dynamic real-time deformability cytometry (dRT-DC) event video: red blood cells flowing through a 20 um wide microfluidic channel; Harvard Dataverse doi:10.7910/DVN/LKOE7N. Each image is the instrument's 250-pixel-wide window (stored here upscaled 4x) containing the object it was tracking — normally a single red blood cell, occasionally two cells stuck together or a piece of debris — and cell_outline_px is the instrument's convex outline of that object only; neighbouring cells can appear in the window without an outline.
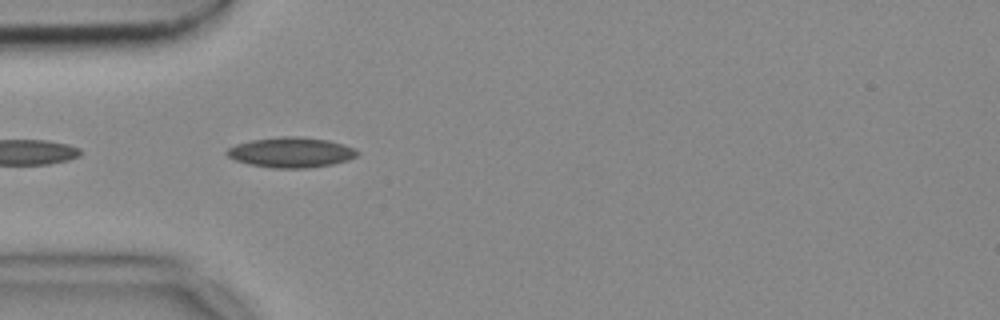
{"species": "common noctule bat (a hibernating species)", "species_latin": "Nyctalus noctula", "temperature_condition": "cold", "stored_images_in_passage": 4, "camera_frame_rate_fps": 3000, "um_per_image_px": 0.085, "animal": {"sex": "female", "body_mass_g": 18.4}, "frame": {"image": 1, "passage_image": 2, "time_ms": 0.333, "image_size_px": [1000, 320], "cell_outline_px": [[360, 152], [356, 156], [348, 160], [332, 164], [304, 168], [276, 168], [248, 164], [236, 160], [228, 156], [224, 152], [228, 148], [236, 144], [252, 140], [280, 136], [300, 136], [328, 140], [352, 148]], "centroid_in_image_um": [24.71, 12.95], "position_along_channel_um": 60.3, "area_um2": 22.77}}